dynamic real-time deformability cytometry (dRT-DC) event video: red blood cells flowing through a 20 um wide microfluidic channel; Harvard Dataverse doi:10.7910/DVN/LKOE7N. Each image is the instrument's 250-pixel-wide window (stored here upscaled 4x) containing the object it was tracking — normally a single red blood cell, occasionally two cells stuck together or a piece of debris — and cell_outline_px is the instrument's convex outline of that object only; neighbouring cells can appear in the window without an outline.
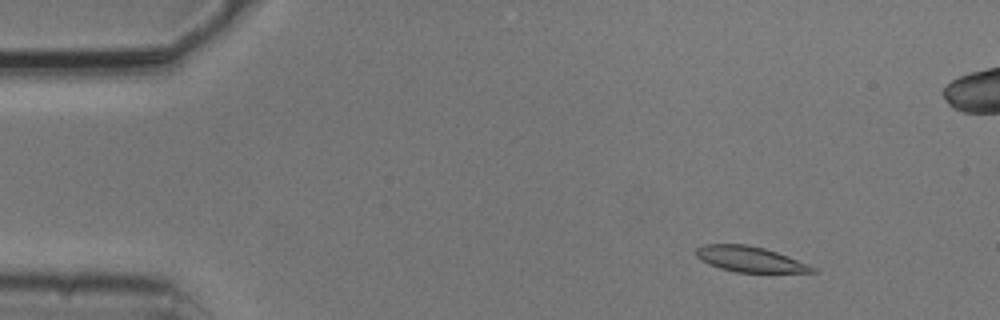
{"species": "common noctule bat (a hibernating species)", "species_latin": "Nyctalus noctula", "temperature_condition": "cold", "stored_images_in_passage": 5, "camera_frame_rate_fps": 3000, "um_per_image_px": 0.085, "animal": {"sex": "male", "body_mass_g": 20.5, "forearm_length_mm": 52.5}, "frame": {"image": 1, "passage_image": 2, "time_ms": 0.333, "image_size_px": [1000, 320], "cell_outline_px": [[816, 272], [736, 272], [720, 268], [708, 264], [700, 260], [696, 256], [696, 248], [704, 244], [744, 244], [764, 248], [788, 256], [808, 264], [816, 268]], "centroid_in_image_um": [63.71, 22.03], "position_along_channel_um": 21.3, "area_um2": 17.17}}